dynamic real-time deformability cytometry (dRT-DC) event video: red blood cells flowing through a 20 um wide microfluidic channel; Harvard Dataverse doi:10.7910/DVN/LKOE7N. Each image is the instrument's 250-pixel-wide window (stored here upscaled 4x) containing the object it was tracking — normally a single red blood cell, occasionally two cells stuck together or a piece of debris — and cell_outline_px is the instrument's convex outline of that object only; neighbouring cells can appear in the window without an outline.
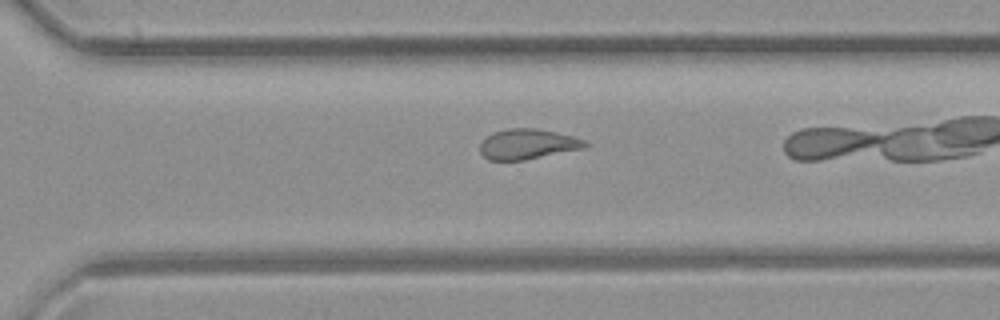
{"species": "common noctule bat (a hibernating species)", "species_latin": "Nyctalus noctula", "temperature_condition": "room temperature", "stored_images_in_passage": 22, "camera_frame_rate_fps": 3000, "um_per_image_px": 0.085, "animal": {"sex": "female", "body_mass_g": 21.9}, "frame": {"image": 1, "passage_image": 19, "time_ms": 6.0, "image_size_px": [1000, 320], "cell_outline_px": [[588, 144], [584, 148], [524, 160], [488, 160], [480, 152], [480, 144], [492, 132], [508, 128], [536, 128], [556, 132], [572, 136], [584, 140]], "centroid_in_image_um": [44.83, 12.24], "position_along_channel_um": 325.8, "area_um2": 18.38}}